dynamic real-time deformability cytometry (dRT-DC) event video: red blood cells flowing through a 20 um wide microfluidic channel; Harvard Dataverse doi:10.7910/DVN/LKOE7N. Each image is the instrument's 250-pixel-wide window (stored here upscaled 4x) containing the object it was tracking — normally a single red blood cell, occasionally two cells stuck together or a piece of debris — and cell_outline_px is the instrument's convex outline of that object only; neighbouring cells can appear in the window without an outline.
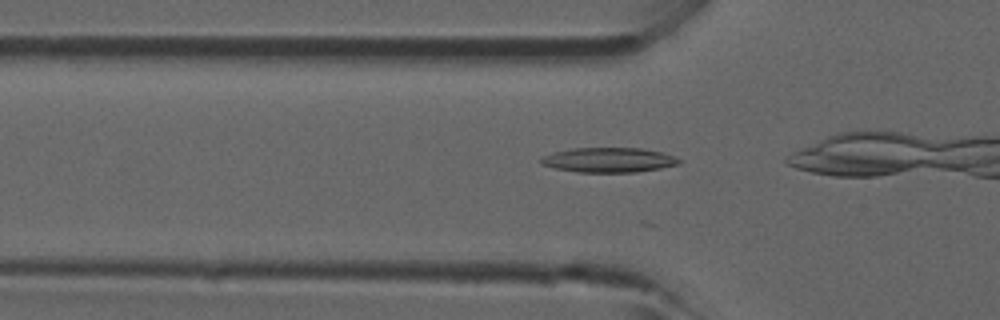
{"species": "common noctule bat (a hibernating species)", "species_latin": "Nyctalus noctula", "temperature_condition": "room temperature", "stored_images_in_passage": 18, "camera_frame_rate_fps": 3000, "um_per_image_px": 0.085, "animal": {"sex": "male", "forearm_length_mm": 52.5}, "frame": {"image": 1, "passage_image": 10, "time_ms": 3.0, "image_size_px": [1000, 320], "cell_outline_px": [[684, 160], [680, 164], [660, 168], [636, 172], [576, 172], [556, 168], [540, 164], [540, 160], [544, 156], [552, 152], [572, 148], [640, 148], [660, 152], [676, 156]], "centroid_in_image_um": [51.77, 13.59], "position_along_channel_um": 74.0, "area_um2": 20.0}}